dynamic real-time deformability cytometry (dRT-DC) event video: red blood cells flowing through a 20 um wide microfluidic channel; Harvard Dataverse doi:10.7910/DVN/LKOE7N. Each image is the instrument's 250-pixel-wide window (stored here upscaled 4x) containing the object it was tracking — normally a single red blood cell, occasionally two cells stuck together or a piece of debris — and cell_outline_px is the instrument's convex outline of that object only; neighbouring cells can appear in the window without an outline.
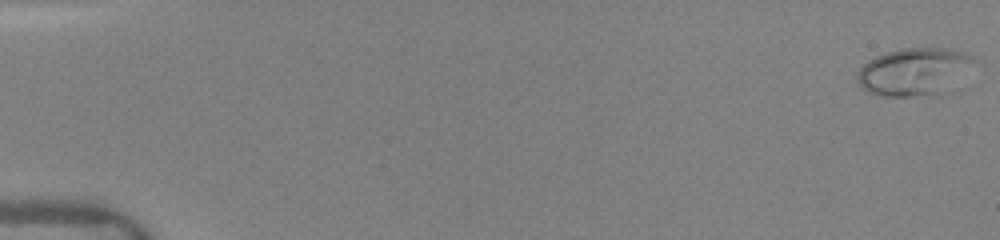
{"species": "human", "species_latin": "Homo sapiens", "temperature_condition": "warm", "stored_images_in_passage": 63, "camera_frame_rate_fps": 3000, "um_per_image_px": 0.085, "donor": {"sex": "female"}, "frame": {"image": 1, "passage_image": 1, "time_ms": 0.0, "image_size_px": [1000, 240], "cell_outline_px": [[976, 60], [940, 96], [884, 96], [868, 92], [856, 80], [856, 72], [868, 60], [876, 56], [900, 48], [944, 48], [964, 52], [972, 56]], "centroid_in_image_um": [77.65, 6.09], "position_along_channel_um": 7.4, "area_um2": 32.08}}
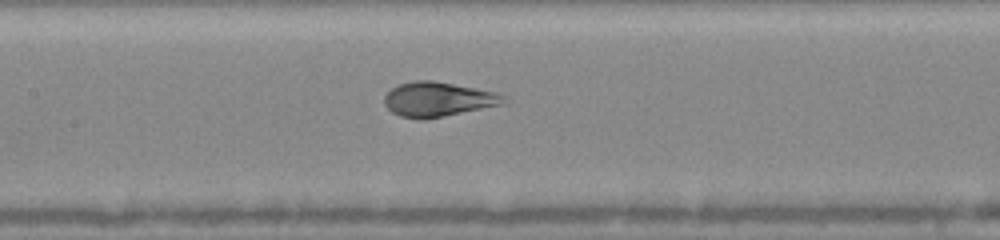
{"frame": {"image": 2, "passage_image": 29, "time_ms": 8.0, "image_size_px": [1000, 240], "cell_outline_px": [[504, 104], [424, 120], [420, 120], [400, 116], [392, 112], [384, 104], [384, 96], [392, 88], [400, 84], [416, 80], [432, 80], [476, 88], [496, 92], [504, 96]], "centroid_in_image_um": [37.2, 8.45], "position_along_channel_um": 170.2, "area_um2": 23.93}}
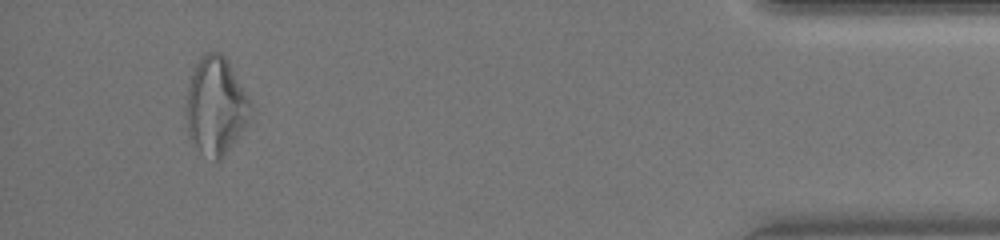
{"frame": {"image": 3, "passage_image": 61, "time_ms": 15.333, "image_size_px": [1000, 240], "cell_outline_px": [[252, 108], [248, 120], [244, 128], [224, 156], [220, 160], [216, 160], [200, 152], [188, 136], [184, 116], [184, 112], [188, 88], [196, 64], [204, 52], [216, 52], [224, 56], [228, 60], [248, 96], [252, 104]], "centroid_in_image_um": [18.32, 9.01], "position_along_channel_um": 416.9, "area_um2": 36.65}, "authors_computed_cell_mechanics": {"area_um2": 25.8944, "velocity_mm_per_s": 4.1504, "shape_relaxation_time_tau1_ms": 3.6911, "shape_relaxation_time_tau2_ms": null, "deformation_change_tau1": 0.2085, "deformation_change_tau2": null}}